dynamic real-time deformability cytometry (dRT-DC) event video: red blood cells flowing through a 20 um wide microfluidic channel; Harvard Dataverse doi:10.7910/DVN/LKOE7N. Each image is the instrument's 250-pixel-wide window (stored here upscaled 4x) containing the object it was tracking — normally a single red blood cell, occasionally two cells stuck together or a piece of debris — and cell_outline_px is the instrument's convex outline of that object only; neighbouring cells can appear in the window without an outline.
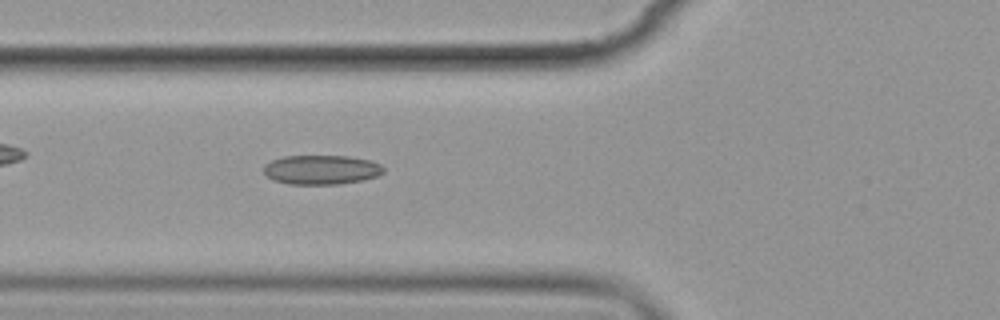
{"species": "common noctule bat (a hibernating species)", "species_latin": "Nyctalus noctula", "temperature_condition": "cold", "stored_images_in_passage": 7, "camera_frame_rate_fps": 3000, "um_per_image_px": 0.085, "animal": {"sex": "female", "body_mass_g": 19.9}, "frame": {"image": 1, "passage_image": 7, "time_ms": 7.0, "image_size_px": [1000, 320], "cell_outline_px": [[384, 172], [376, 176], [364, 180], [336, 184], [288, 184], [272, 180], [264, 172], [264, 164], [272, 160], [284, 156], [348, 156], [372, 160], [380, 164], [384, 168]], "centroid_in_image_um": [27.32, 14.42], "position_along_channel_um": 98.5, "area_um2": 20.58}}